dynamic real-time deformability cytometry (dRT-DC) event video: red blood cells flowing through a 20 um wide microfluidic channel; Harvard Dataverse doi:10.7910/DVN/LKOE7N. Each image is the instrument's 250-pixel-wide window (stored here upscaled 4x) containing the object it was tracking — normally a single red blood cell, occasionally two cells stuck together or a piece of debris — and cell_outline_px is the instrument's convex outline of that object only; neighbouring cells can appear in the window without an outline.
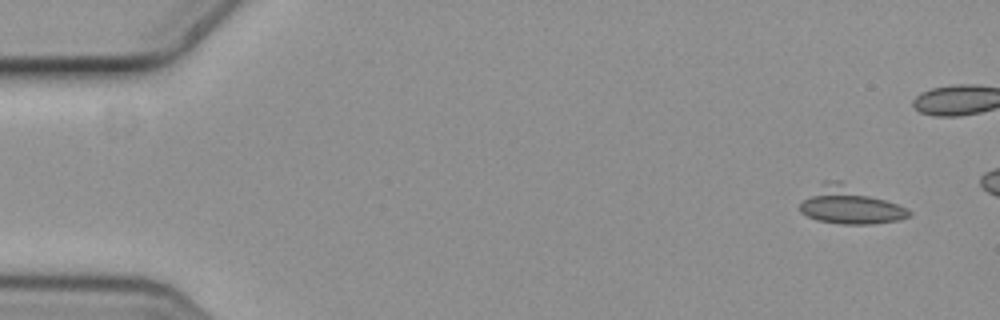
{"species": "common noctule bat (a hibernating species)", "species_latin": "Nyctalus noctula", "temperature_condition": "cold", "stored_images_in_passage": 6, "camera_frame_rate_fps": 3000, "um_per_image_px": 0.085, "animal": {"sex": "female", "body_mass_g": 19.3, "forearm_length_mm": 54.1}, "frame": {"image": 1, "passage_image": 1, "time_ms": 0.0, "image_size_px": [1000, 320], "cell_outline_px": [[912, 212], [908, 216], [900, 220], [872, 224], [844, 224], [820, 220], [808, 216], [800, 212], [800, 204], [824, 180], [840, 180], [908, 208]], "centroid_in_image_um": [72.27, 17.45], "position_along_channel_um": 12.7, "area_um2": 23.29}}